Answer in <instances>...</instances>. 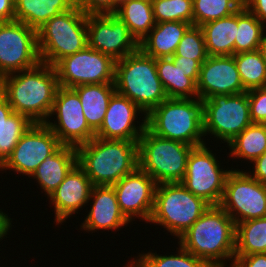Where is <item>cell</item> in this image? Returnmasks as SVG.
Wrapping results in <instances>:
<instances>
[{
	"mask_svg": "<svg viewBox=\"0 0 266 267\" xmlns=\"http://www.w3.org/2000/svg\"><path fill=\"white\" fill-rule=\"evenodd\" d=\"M74 0H14L15 20L36 31L49 19L70 10Z\"/></svg>",
	"mask_w": 266,
	"mask_h": 267,
	"instance_id": "obj_26",
	"label": "cell"
},
{
	"mask_svg": "<svg viewBox=\"0 0 266 267\" xmlns=\"http://www.w3.org/2000/svg\"><path fill=\"white\" fill-rule=\"evenodd\" d=\"M112 186L124 216L130 222L138 217L148 223L154 208L155 180L138 167Z\"/></svg>",
	"mask_w": 266,
	"mask_h": 267,
	"instance_id": "obj_17",
	"label": "cell"
},
{
	"mask_svg": "<svg viewBox=\"0 0 266 267\" xmlns=\"http://www.w3.org/2000/svg\"><path fill=\"white\" fill-rule=\"evenodd\" d=\"M77 6L86 15L114 14L116 0H78Z\"/></svg>",
	"mask_w": 266,
	"mask_h": 267,
	"instance_id": "obj_39",
	"label": "cell"
},
{
	"mask_svg": "<svg viewBox=\"0 0 266 267\" xmlns=\"http://www.w3.org/2000/svg\"><path fill=\"white\" fill-rule=\"evenodd\" d=\"M171 59L175 65L180 66L184 72L189 73V77L197 84L200 67L205 60H193L191 58L187 59V57L183 56H172Z\"/></svg>",
	"mask_w": 266,
	"mask_h": 267,
	"instance_id": "obj_40",
	"label": "cell"
},
{
	"mask_svg": "<svg viewBox=\"0 0 266 267\" xmlns=\"http://www.w3.org/2000/svg\"><path fill=\"white\" fill-rule=\"evenodd\" d=\"M243 6L260 22L266 21V0H243Z\"/></svg>",
	"mask_w": 266,
	"mask_h": 267,
	"instance_id": "obj_42",
	"label": "cell"
},
{
	"mask_svg": "<svg viewBox=\"0 0 266 267\" xmlns=\"http://www.w3.org/2000/svg\"><path fill=\"white\" fill-rule=\"evenodd\" d=\"M40 62L37 31L16 20L0 22V78Z\"/></svg>",
	"mask_w": 266,
	"mask_h": 267,
	"instance_id": "obj_12",
	"label": "cell"
},
{
	"mask_svg": "<svg viewBox=\"0 0 266 267\" xmlns=\"http://www.w3.org/2000/svg\"><path fill=\"white\" fill-rule=\"evenodd\" d=\"M115 89L146 115L168 97L158 77L156 59L140 48L115 63Z\"/></svg>",
	"mask_w": 266,
	"mask_h": 267,
	"instance_id": "obj_4",
	"label": "cell"
},
{
	"mask_svg": "<svg viewBox=\"0 0 266 267\" xmlns=\"http://www.w3.org/2000/svg\"><path fill=\"white\" fill-rule=\"evenodd\" d=\"M60 145L58 137L45 123H33L23 133L0 169L1 171L12 169L16 173L31 177L45 158L50 156Z\"/></svg>",
	"mask_w": 266,
	"mask_h": 267,
	"instance_id": "obj_15",
	"label": "cell"
},
{
	"mask_svg": "<svg viewBox=\"0 0 266 267\" xmlns=\"http://www.w3.org/2000/svg\"><path fill=\"white\" fill-rule=\"evenodd\" d=\"M243 6V0H193V25L230 16Z\"/></svg>",
	"mask_w": 266,
	"mask_h": 267,
	"instance_id": "obj_34",
	"label": "cell"
},
{
	"mask_svg": "<svg viewBox=\"0 0 266 267\" xmlns=\"http://www.w3.org/2000/svg\"><path fill=\"white\" fill-rule=\"evenodd\" d=\"M233 56L244 89L263 88L266 83V62L260 52H241Z\"/></svg>",
	"mask_w": 266,
	"mask_h": 267,
	"instance_id": "obj_32",
	"label": "cell"
},
{
	"mask_svg": "<svg viewBox=\"0 0 266 267\" xmlns=\"http://www.w3.org/2000/svg\"><path fill=\"white\" fill-rule=\"evenodd\" d=\"M252 123L266 124V90L257 88L247 91Z\"/></svg>",
	"mask_w": 266,
	"mask_h": 267,
	"instance_id": "obj_38",
	"label": "cell"
},
{
	"mask_svg": "<svg viewBox=\"0 0 266 267\" xmlns=\"http://www.w3.org/2000/svg\"><path fill=\"white\" fill-rule=\"evenodd\" d=\"M146 128L163 138L194 147L203 145L202 100L167 98L146 115Z\"/></svg>",
	"mask_w": 266,
	"mask_h": 267,
	"instance_id": "obj_5",
	"label": "cell"
},
{
	"mask_svg": "<svg viewBox=\"0 0 266 267\" xmlns=\"http://www.w3.org/2000/svg\"><path fill=\"white\" fill-rule=\"evenodd\" d=\"M125 1H128V0H116V10H117L118 5H120L121 3Z\"/></svg>",
	"mask_w": 266,
	"mask_h": 267,
	"instance_id": "obj_47",
	"label": "cell"
},
{
	"mask_svg": "<svg viewBox=\"0 0 266 267\" xmlns=\"http://www.w3.org/2000/svg\"><path fill=\"white\" fill-rule=\"evenodd\" d=\"M77 163V148L61 144L37 167L32 177L37 179L38 184L49 197Z\"/></svg>",
	"mask_w": 266,
	"mask_h": 267,
	"instance_id": "obj_22",
	"label": "cell"
},
{
	"mask_svg": "<svg viewBox=\"0 0 266 267\" xmlns=\"http://www.w3.org/2000/svg\"><path fill=\"white\" fill-rule=\"evenodd\" d=\"M54 114L58 125L50 120L45 124L62 145L77 148L95 137V133L86 122L79 95L73 88L58 87L50 117Z\"/></svg>",
	"mask_w": 266,
	"mask_h": 267,
	"instance_id": "obj_14",
	"label": "cell"
},
{
	"mask_svg": "<svg viewBox=\"0 0 266 267\" xmlns=\"http://www.w3.org/2000/svg\"><path fill=\"white\" fill-rule=\"evenodd\" d=\"M266 253V217L236 224L235 256Z\"/></svg>",
	"mask_w": 266,
	"mask_h": 267,
	"instance_id": "obj_30",
	"label": "cell"
},
{
	"mask_svg": "<svg viewBox=\"0 0 266 267\" xmlns=\"http://www.w3.org/2000/svg\"><path fill=\"white\" fill-rule=\"evenodd\" d=\"M253 162L254 170L250 175L260 183L266 184V151Z\"/></svg>",
	"mask_w": 266,
	"mask_h": 267,
	"instance_id": "obj_43",
	"label": "cell"
},
{
	"mask_svg": "<svg viewBox=\"0 0 266 267\" xmlns=\"http://www.w3.org/2000/svg\"><path fill=\"white\" fill-rule=\"evenodd\" d=\"M139 255L140 258L130 261L134 267H210L204 260L197 258L181 245L178 254L175 255L160 256L152 252Z\"/></svg>",
	"mask_w": 266,
	"mask_h": 267,
	"instance_id": "obj_35",
	"label": "cell"
},
{
	"mask_svg": "<svg viewBox=\"0 0 266 267\" xmlns=\"http://www.w3.org/2000/svg\"><path fill=\"white\" fill-rule=\"evenodd\" d=\"M200 27L204 35L208 56H229L235 54L238 11L230 16L207 22Z\"/></svg>",
	"mask_w": 266,
	"mask_h": 267,
	"instance_id": "obj_25",
	"label": "cell"
},
{
	"mask_svg": "<svg viewBox=\"0 0 266 267\" xmlns=\"http://www.w3.org/2000/svg\"><path fill=\"white\" fill-rule=\"evenodd\" d=\"M236 224L220 205H211L179 238L178 244L209 266L234 263Z\"/></svg>",
	"mask_w": 266,
	"mask_h": 267,
	"instance_id": "obj_2",
	"label": "cell"
},
{
	"mask_svg": "<svg viewBox=\"0 0 266 267\" xmlns=\"http://www.w3.org/2000/svg\"><path fill=\"white\" fill-rule=\"evenodd\" d=\"M40 61L55 66L62 58L88 46L87 15L75 4L37 30Z\"/></svg>",
	"mask_w": 266,
	"mask_h": 267,
	"instance_id": "obj_6",
	"label": "cell"
},
{
	"mask_svg": "<svg viewBox=\"0 0 266 267\" xmlns=\"http://www.w3.org/2000/svg\"><path fill=\"white\" fill-rule=\"evenodd\" d=\"M155 23L182 21L193 25V0H151Z\"/></svg>",
	"mask_w": 266,
	"mask_h": 267,
	"instance_id": "obj_36",
	"label": "cell"
},
{
	"mask_svg": "<svg viewBox=\"0 0 266 267\" xmlns=\"http://www.w3.org/2000/svg\"><path fill=\"white\" fill-rule=\"evenodd\" d=\"M210 267H224V266H210ZM229 267H234V266L230 265Z\"/></svg>",
	"mask_w": 266,
	"mask_h": 267,
	"instance_id": "obj_48",
	"label": "cell"
},
{
	"mask_svg": "<svg viewBox=\"0 0 266 267\" xmlns=\"http://www.w3.org/2000/svg\"><path fill=\"white\" fill-rule=\"evenodd\" d=\"M208 149L206 144L192 148L181 184L210 205H219L230 170L220 169L215 155Z\"/></svg>",
	"mask_w": 266,
	"mask_h": 267,
	"instance_id": "obj_13",
	"label": "cell"
},
{
	"mask_svg": "<svg viewBox=\"0 0 266 267\" xmlns=\"http://www.w3.org/2000/svg\"><path fill=\"white\" fill-rule=\"evenodd\" d=\"M264 23L260 22L244 6L238 10V30L235 39V54L252 52L259 48L264 30Z\"/></svg>",
	"mask_w": 266,
	"mask_h": 267,
	"instance_id": "obj_33",
	"label": "cell"
},
{
	"mask_svg": "<svg viewBox=\"0 0 266 267\" xmlns=\"http://www.w3.org/2000/svg\"><path fill=\"white\" fill-rule=\"evenodd\" d=\"M193 147L154 135L146 128L138 140L139 168L157 184L181 183Z\"/></svg>",
	"mask_w": 266,
	"mask_h": 267,
	"instance_id": "obj_7",
	"label": "cell"
},
{
	"mask_svg": "<svg viewBox=\"0 0 266 267\" xmlns=\"http://www.w3.org/2000/svg\"><path fill=\"white\" fill-rule=\"evenodd\" d=\"M116 61L89 46L62 58L54 67L59 86L74 88L85 84L115 82Z\"/></svg>",
	"mask_w": 266,
	"mask_h": 267,
	"instance_id": "obj_11",
	"label": "cell"
},
{
	"mask_svg": "<svg viewBox=\"0 0 266 267\" xmlns=\"http://www.w3.org/2000/svg\"><path fill=\"white\" fill-rule=\"evenodd\" d=\"M140 43L155 27L151 0H128L118 5L114 13Z\"/></svg>",
	"mask_w": 266,
	"mask_h": 267,
	"instance_id": "obj_29",
	"label": "cell"
},
{
	"mask_svg": "<svg viewBox=\"0 0 266 267\" xmlns=\"http://www.w3.org/2000/svg\"><path fill=\"white\" fill-rule=\"evenodd\" d=\"M130 265H127V267H134L131 263H129Z\"/></svg>",
	"mask_w": 266,
	"mask_h": 267,
	"instance_id": "obj_49",
	"label": "cell"
},
{
	"mask_svg": "<svg viewBox=\"0 0 266 267\" xmlns=\"http://www.w3.org/2000/svg\"><path fill=\"white\" fill-rule=\"evenodd\" d=\"M88 46L115 61L139 49V42L114 14L87 15Z\"/></svg>",
	"mask_w": 266,
	"mask_h": 267,
	"instance_id": "obj_16",
	"label": "cell"
},
{
	"mask_svg": "<svg viewBox=\"0 0 266 267\" xmlns=\"http://www.w3.org/2000/svg\"><path fill=\"white\" fill-rule=\"evenodd\" d=\"M219 205L235 224L266 217V184L254 179L248 172L231 169Z\"/></svg>",
	"mask_w": 266,
	"mask_h": 267,
	"instance_id": "obj_10",
	"label": "cell"
},
{
	"mask_svg": "<svg viewBox=\"0 0 266 267\" xmlns=\"http://www.w3.org/2000/svg\"><path fill=\"white\" fill-rule=\"evenodd\" d=\"M77 155L93 186H112L139 167L138 141L94 137L77 147Z\"/></svg>",
	"mask_w": 266,
	"mask_h": 267,
	"instance_id": "obj_3",
	"label": "cell"
},
{
	"mask_svg": "<svg viewBox=\"0 0 266 267\" xmlns=\"http://www.w3.org/2000/svg\"><path fill=\"white\" fill-rule=\"evenodd\" d=\"M90 199L91 210L81 226L85 231L116 230L130 222L120 210L113 186H93Z\"/></svg>",
	"mask_w": 266,
	"mask_h": 267,
	"instance_id": "obj_21",
	"label": "cell"
},
{
	"mask_svg": "<svg viewBox=\"0 0 266 267\" xmlns=\"http://www.w3.org/2000/svg\"><path fill=\"white\" fill-rule=\"evenodd\" d=\"M156 67L168 98H198L197 84L171 58H156Z\"/></svg>",
	"mask_w": 266,
	"mask_h": 267,
	"instance_id": "obj_28",
	"label": "cell"
},
{
	"mask_svg": "<svg viewBox=\"0 0 266 267\" xmlns=\"http://www.w3.org/2000/svg\"><path fill=\"white\" fill-rule=\"evenodd\" d=\"M204 137L211 133L227 144L252 124L247 92L202 100Z\"/></svg>",
	"mask_w": 266,
	"mask_h": 267,
	"instance_id": "obj_9",
	"label": "cell"
},
{
	"mask_svg": "<svg viewBox=\"0 0 266 267\" xmlns=\"http://www.w3.org/2000/svg\"><path fill=\"white\" fill-rule=\"evenodd\" d=\"M11 218L3 213L0 209V240L7 235L8 230L11 228Z\"/></svg>",
	"mask_w": 266,
	"mask_h": 267,
	"instance_id": "obj_45",
	"label": "cell"
},
{
	"mask_svg": "<svg viewBox=\"0 0 266 267\" xmlns=\"http://www.w3.org/2000/svg\"><path fill=\"white\" fill-rule=\"evenodd\" d=\"M58 87L55 67L42 62L0 78V92L13 111L25 115L32 123L49 120Z\"/></svg>",
	"mask_w": 266,
	"mask_h": 267,
	"instance_id": "obj_1",
	"label": "cell"
},
{
	"mask_svg": "<svg viewBox=\"0 0 266 267\" xmlns=\"http://www.w3.org/2000/svg\"><path fill=\"white\" fill-rule=\"evenodd\" d=\"M258 51L260 52L262 59L266 62V34L264 33L259 44Z\"/></svg>",
	"mask_w": 266,
	"mask_h": 267,
	"instance_id": "obj_46",
	"label": "cell"
},
{
	"mask_svg": "<svg viewBox=\"0 0 266 267\" xmlns=\"http://www.w3.org/2000/svg\"><path fill=\"white\" fill-rule=\"evenodd\" d=\"M198 98L247 92L241 82L233 55L208 56L201 64L197 82Z\"/></svg>",
	"mask_w": 266,
	"mask_h": 267,
	"instance_id": "obj_18",
	"label": "cell"
},
{
	"mask_svg": "<svg viewBox=\"0 0 266 267\" xmlns=\"http://www.w3.org/2000/svg\"><path fill=\"white\" fill-rule=\"evenodd\" d=\"M190 26V23L182 21L156 23L155 27L139 43V48L155 59L171 58Z\"/></svg>",
	"mask_w": 266,
	"mask_h": 267,
	"instance_id": "obj_23",
	"label": "cell"
},
{
	"mask_svg": "<svg viewBox=\"0 0 266 267\" xmlns=\"http://www.w3.org/2000/svg\"><path fill=\"white\" fill-rule=\"evenodd\" d=\"M173 56H183L193 60L207 59L206 44L200 26L191 25L187 29Z\"/></svg>",
	"mask_w": 266,
	"mask_h": 267,
	"instance_id": "obj_37",
	"label": "cell"
},
{
	"mask_svg": "<svg viewBox=\"0 0 266 267\" xmlns=\"http://www.w3.org/2000/svg\"><path fill=\"white\" fill-rule=\"evenodd\" d=\"M73 89L79 95L88 126L96 133L103 123L109 101L116 92L115 84H85Z\"/></svg>",
	"mask_w": 266,
	"mask_h": 267,
	"instance_id": "obj_24",
	"label": "cell"
},
{
	"mask_svg": "<svg viewBox=\"0 0 266 267\" xmlns=\"http://www.w3.org/2000/svg\"><path fill=\"white\" fill-rule=\"evenodd\" d=\"M93 184L77 163L48 198L54 205L55 222L62 224L70 215L89 202Z\"/></svg>",
	"mask_w": 266,
	"mask_h": 267,
	"instance_id": "obj_20",
	"label": "cell"
},
{
	"mask_svg": "<svg viewBox=\"0 0 266 267\" xmlns=\"http://www.w3.org/2000/svg\"><path fill=\"white\" fill-rule=\"evenodd\" d=\"M210 206L181 183L157 184L149 222L163 226L180 238Z\"/></svg>",
	"mask_w": 266,
	"mask_h": 267,
	"instance_id": "obj_8",
	"label": "cell"
},
{
	"mask_svg": "<svg viewBox=\"0 0 266 267\" xmlns=\"http://www.w3.org/2000/svg\"><path fill=\"white\" fill-rule=\"evenodd\" d=\"M15 20L14 0H0V22Z\"/></svg>",
	"mask_w": 266,
	"mask_h": 267,
	"instance_id": "obj_44",
	"label": "cell"
},
{
	"mask_svg": "<svg viewBox=\"0 0 266 267\" xmlns=\"http://www.w3.org/2000/svg\"><path fill=\"white\" fill-rule=\"evenodd\" d=\"M32 124L25 115L15 113L0 92V166L11 155L23 133Z\"/></svg>",
	"mask_w": 266,
	"mask_h": 267,
	"instance_id": "obj_27",
	"label": "cell"
},
{
	"mask_svg": "<svg viewBox=\"0 0 266 267\" xmlns=\"http://www.w3.org/2000/svg\"><path fill=\"white\" fill-rule=\"evenodd\" d=\"M130 99L115 92L108 104V108L100 129L95 137L103 139L138 141L146 129V114ZM144 114L140 126H135L136 116Z\"/></svg>",
	"mask_w": 266,
	"mask_h": 267,
	"instance_id": "obj_19",
	"label": "cell"
},
{
	"mask_svg": "<svg viewBox=\"0 0 266 267\" xmlns=\"http://www.w3.org/2000/svg\"><path fill=\"white\" fill-rule=\"evenodd\" d=\"M234 267H266V253L235 256Z\"/></svg>",
	"mask_w": 266,
	"mask_h": 267,
	"instance_id": "obj_41",
	"label": "cell"
},
{
	"mask_svg": "<svg viewBox=\"0 0 266 267\" xmlns=\"http://www.w3.org/2000/svg\"><path fill=\"white\" fill-rule=\"evenodd\" d=\"M230 156L244 158L253 163L266 151V124L252 123L228 144Z\"/></svg>",
	"mask_w": 266,
	"mask_h": 267,
	"instance_id": "obj_31",
	"label": "cell"
}]
</instances>
